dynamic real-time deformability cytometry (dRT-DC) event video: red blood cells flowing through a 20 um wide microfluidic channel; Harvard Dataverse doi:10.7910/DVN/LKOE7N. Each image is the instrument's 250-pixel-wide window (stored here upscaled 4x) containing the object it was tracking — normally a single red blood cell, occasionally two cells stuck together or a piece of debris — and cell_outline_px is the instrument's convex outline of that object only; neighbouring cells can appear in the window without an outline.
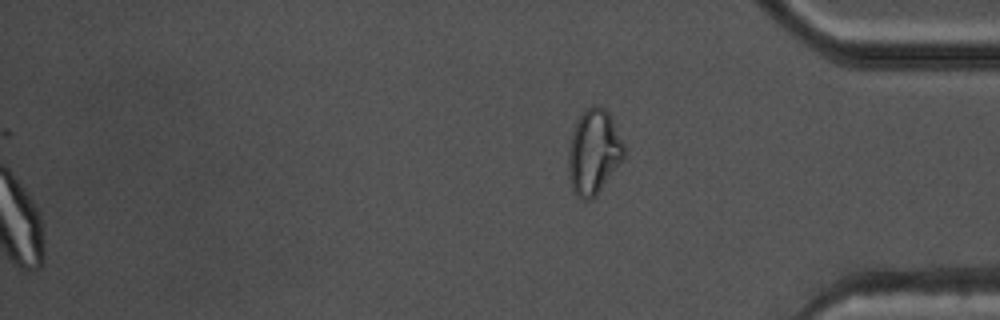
{"species": "common noctule bat (a hibernating species)", "species_latin": "Nyctalus noctula", "temperature_condition": "warm", "stored_images_in_passage": 54, "segment_of_instrument_passage": [2, 2], "camera_frame_rate_fps": 3000, "um_per_image_px": 0.085, "animal": {"sex": "male", "body_mass_g": 17.5, "forearm_length_mm": 52.3}, "frame": {"image": 1, "passage_image": 54, "time_ms": 17.667, "image_size_px": [1000, 320], "cell_outline_px": [[624, 160], [596, 196], [592, 200], [580, 200], [572, 192], [568, 176], [568, 152], [572, 132], [580, 116], [592, 104], [596, 104], [604, 108], [608, 112], [624, 144]], "centroid_in_image_um": [50.46, 12.98], "position_along_channel_um": 384.7, "area_um2": 27.8}}